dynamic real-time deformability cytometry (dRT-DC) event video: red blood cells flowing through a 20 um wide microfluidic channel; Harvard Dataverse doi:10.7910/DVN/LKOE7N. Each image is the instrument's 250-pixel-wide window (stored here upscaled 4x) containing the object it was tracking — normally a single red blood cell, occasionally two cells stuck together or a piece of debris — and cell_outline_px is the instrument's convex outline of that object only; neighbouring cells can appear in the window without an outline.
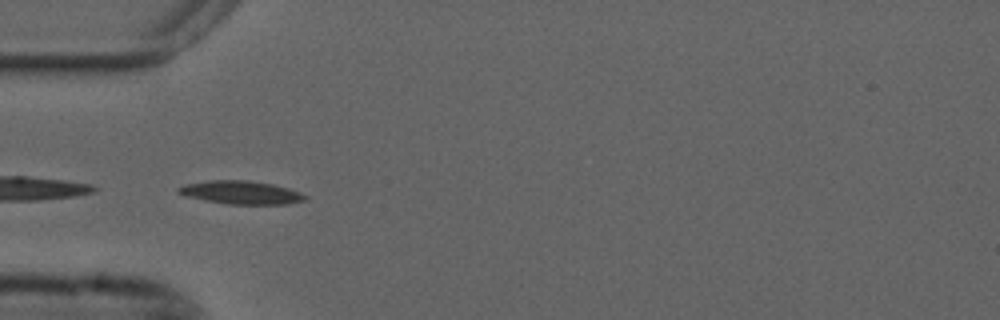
{"species": "common noctule bat (a hibernating species)", "species_latin": "Nyctalus noctula", "temperature_condition": "cold", "stored_images_in_passage": 48, "camera_frame_rate_fps": 3000, "um_per_image_px": 0.085, "animal": {"sex": "male", "forearm_length_mm": 52.5}, "frame": {"image": 1, "passage_image": 16, "time_ms": 5.0, "image_size_px": [1000, 320], "cell_outline_px": [[308, 196], [304, 200], [288, 204], [228, 204], [204, 200], [184, 196], [176, 192], [176, 188], [184, 184], [208, 180], [248, 180], [272, 184], [288, 188], [300, 192]], "centroid_in_image_um": [20.44, 16.36], "position_along_channel_um": 64.6, "area_um2": 17.28}}
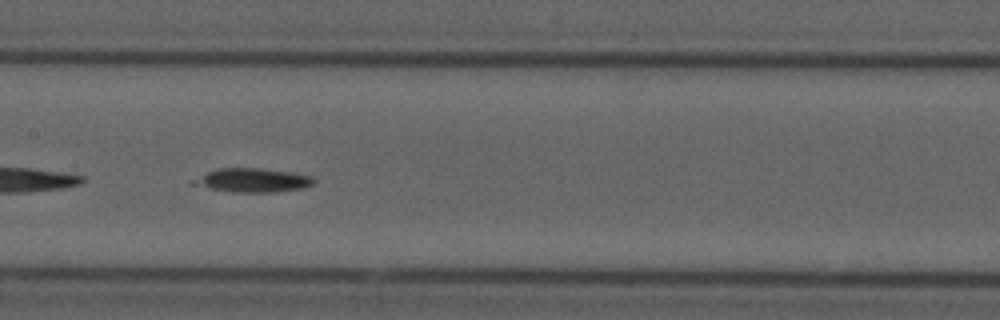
{"frame": {"image": 2, "passage_image": 26, "time_ms": 8.333, "image_size_px": [1000, 320], "cell_outline_px": [[316, 184], [304, 188], [272, 192], [232, 192], [192, 184], [188, 180], [208, 172], [220, 168], [260, 168], [292, 172], [312, 176], [316, 180]], "centroid_in_image_um": [21.51, 15.32], "position_along_channel_um": 185.9, "area_um2": 16.82}}
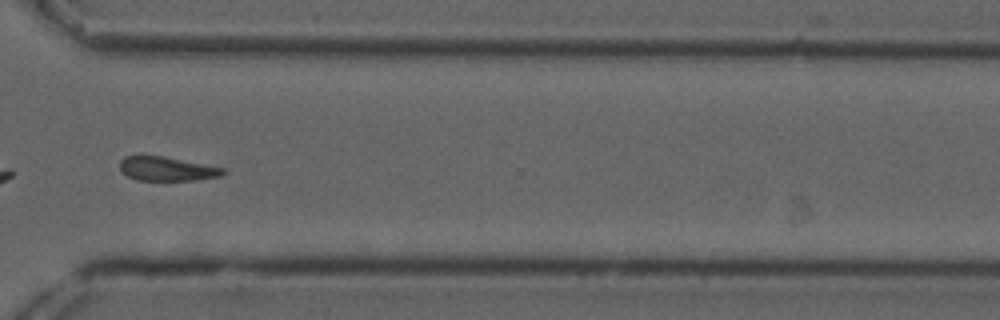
{"frame": {"image": 3, "passage_image": 40, "time_ms": 13.0, "image_size_px": [1000, 320], "cell_outline_px": [[228, 172], [220, 176], [196, 180], [136, 180], [120, 172], [120, 160], [124, 156], [164, 156], [224, 168]], "centroid_in_image_um": [14.18, 14.35], "position_along_channel_um": 356.4, "area_um2": 14.51}}